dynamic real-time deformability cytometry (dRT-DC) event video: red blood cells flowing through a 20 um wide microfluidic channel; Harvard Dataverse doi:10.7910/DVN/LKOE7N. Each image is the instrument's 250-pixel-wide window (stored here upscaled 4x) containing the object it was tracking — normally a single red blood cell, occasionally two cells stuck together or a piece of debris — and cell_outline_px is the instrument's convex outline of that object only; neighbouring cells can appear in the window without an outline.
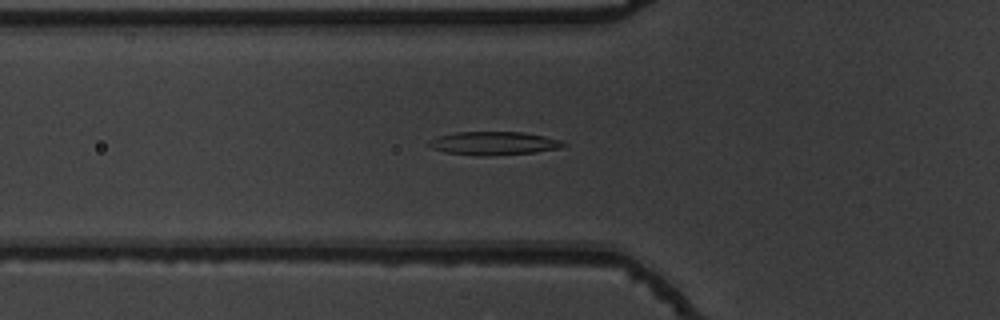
{"species": "common noctule bat (a hibernating species)", "species_latin": "Nyctalus noctula", "temperature_condition": "warm", "stored_images_in_passage": 52, "camera_frame_rate_fps": 3000, "um_per_image_px": 0.085, "animal": {"sex": "male", "body_mass_g": 19.5, "forearm_length_mm": 54.6}, "frame": {"image": 1, "passage_image": 18, "time_ms": 5.667, "image_size_px": [1000, 320], "cell_outline_px": [[568, 144], [560, 148], [536, 152], [484, 156], [476, 156], [448, 152], [432, 148], [428, 144], [428, 140], [440, 136], [456, 132], [524, 132], [544, 136], [560, 140]], "centroid_in_image_um": [41.99, 12.18], "position_along_channel_um": 83.8, "area_um2": 18.21}}
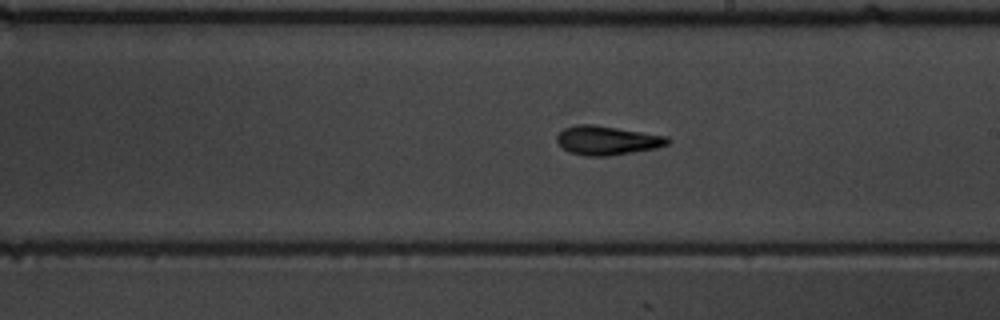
{"frame": {"image": 2, "passage_image": 30, "time_ms": 9.667, "image_size_px": [1000, 320], "cell_outline_px": [[672, 140], [668, 144], [656, 148], [608, 156], [584, 156], [568, 152], [556, 140], [556, 136], [564, 128], [576, 124], [592, 124], [668, 136]], "centroid_in_image_um": [51.6, 11.93], "position_along_channel_um": 237.4, "area_um2": 18.73}}
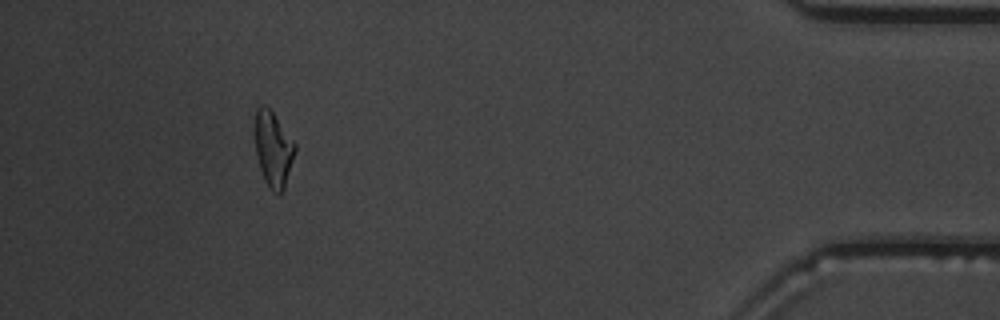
{"frame": {"image": 3, "passage_image": 48, "time_ms": 15.667, "image_size_px": [1000, 320], "cell_outline_px": [[296, 148], [284, 188], [280, 196], [272, 192], [268, 188], [264, 180], [256, 156], [256, 108], [260, 104], [264, 104], [272, 112], [296, 144]], "centroid_in_image_um": [23.22, 12.72], "position_along_channel_um": 412.0, "area_um2": 17.34}, "authors_computed_cell_mechanics": {"area_um2": 17.918, "velocity_mm_per_s": 3.8319, "shape_relaxation_time_tau1_ms": 3.9454, "shape_relaxation_time_tau2_ms": 2.6992, "deformation_change_tau1": 0.1949, "deformation_change_tau2": 0.1229}}